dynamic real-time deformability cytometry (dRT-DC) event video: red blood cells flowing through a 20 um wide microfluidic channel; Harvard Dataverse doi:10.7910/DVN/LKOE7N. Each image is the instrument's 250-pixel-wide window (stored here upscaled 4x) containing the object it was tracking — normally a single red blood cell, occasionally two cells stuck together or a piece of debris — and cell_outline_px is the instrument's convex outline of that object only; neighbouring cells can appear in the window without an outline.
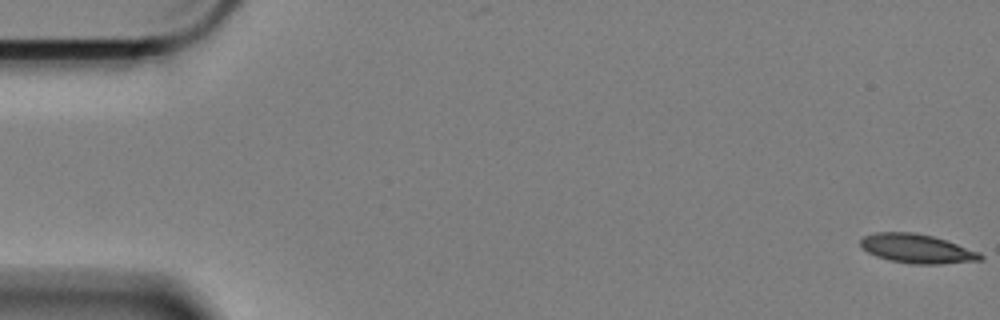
{"species": "Egyptian fruit bat (a non-hibernating species)", "species_latin": "Rousettus aegyptiacus", "temperature_condition": "cold", "stored_images_in_passage": 59, "camera_frame_rate_fps": 3000, "um_per_image_px": 0.085, "animal": {"sex": "female"}, "frame": {"image": 1, "passage_image": 1, "time_ms": 0.0, "image_size_px": [1000, 320], "cell_outline_px": [[984, 260], [940, 264], [912, 264], [892, 260], [876, 256], [868, 252], [860, 244], [860, 240], [864, 236], [876, 232], [912, 232], [932, 236], [980, 252], [984, 256]], "centroid_in_image_um": [77.96, 21.14], "position_along_channel_um": 7.0, "area_um2": 20.11}}
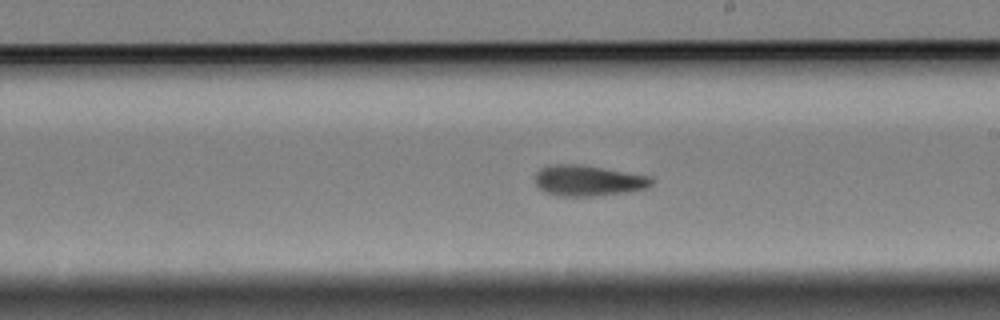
{"frame": {"image": 2, "passage_image": 34, "time_ms": 11.0, "image_size_px": [1000, 320], "cell_outline_px": [[652, 184], [648, 188], [624, 192], [596, 196], [560, 196], [544, 192], [536, 184], [536, 172], [540, 168], [552, 164], [580, 164], [652, 176]], "centroid_in_image_um": [50.0, 15.34], "position_along_channel_um": 239.0, "area_um2": 20.92}}
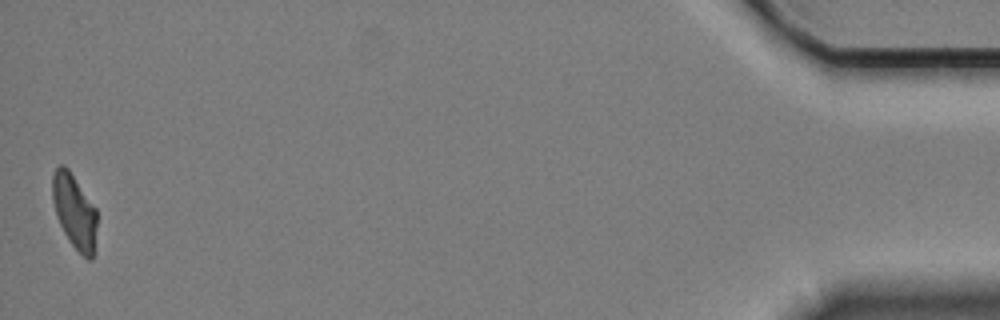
{"frame": {"image": 3, "passage_image": 59, "time_ms": 19.333, "image_size_px": [1000, 320], "cell_outline_px": [[96, 228], [92, 260], [88, 260], [68, 240], [60, 224], [52, 200], [52, 172], [60, 164], [64, 164], [68, 168], [96, 208]], "centroid_in_image_um": [6.31, 17.92], "position_along_channel_um": 428.9, "area_um2": 19.07}, "authors_computed_cell_mechanics": {"area_um2": 20.5768, "velocity_mm_per_s": 3.3643, "shape_relaxation_time_tau1_ms": 10.7984, "shape_relaxation_time_tau2_ms": 4.1357, "deformation_change_tau1": 0.209, "deformation_change_tau2": 0.0996}}